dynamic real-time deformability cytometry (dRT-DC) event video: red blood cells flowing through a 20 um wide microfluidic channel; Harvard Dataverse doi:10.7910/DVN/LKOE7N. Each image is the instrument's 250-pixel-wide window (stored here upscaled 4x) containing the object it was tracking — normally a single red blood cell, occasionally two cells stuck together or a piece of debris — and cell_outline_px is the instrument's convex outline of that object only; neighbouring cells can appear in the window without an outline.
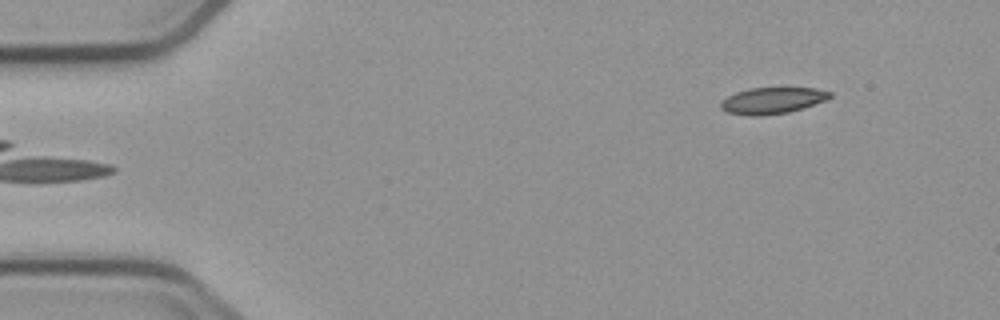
{"species": "common noctule bat (a hibernating species)", "species_latin": "Nyctalus noctula", "temperature_condition": "cold", "stored_images_in_passage": 6, "camera_frame_rate_fps": 3000, "um_per_image_px": 0.085, "animal": {"sex": "male", "body_mass_g": 23.1, "forearm_length_mm": 52.7}, "frame": {"image": 1, "passage_image": 6, "time_ms": 5.667, "image_size_px": [1000, 320], "cell_outline_px": [[832, 96], [828, 100], [804, 108], [788, 112], [760, 116], [748, 116], [728, 112], [720, 108], [720, 100], [736, 92], [748, 88], [816, 88], [832, 92]], "centroid_in_image_um": [65.66, 8.55], "position_along_channel_um": 19.3, "area_um2": 16.99}}